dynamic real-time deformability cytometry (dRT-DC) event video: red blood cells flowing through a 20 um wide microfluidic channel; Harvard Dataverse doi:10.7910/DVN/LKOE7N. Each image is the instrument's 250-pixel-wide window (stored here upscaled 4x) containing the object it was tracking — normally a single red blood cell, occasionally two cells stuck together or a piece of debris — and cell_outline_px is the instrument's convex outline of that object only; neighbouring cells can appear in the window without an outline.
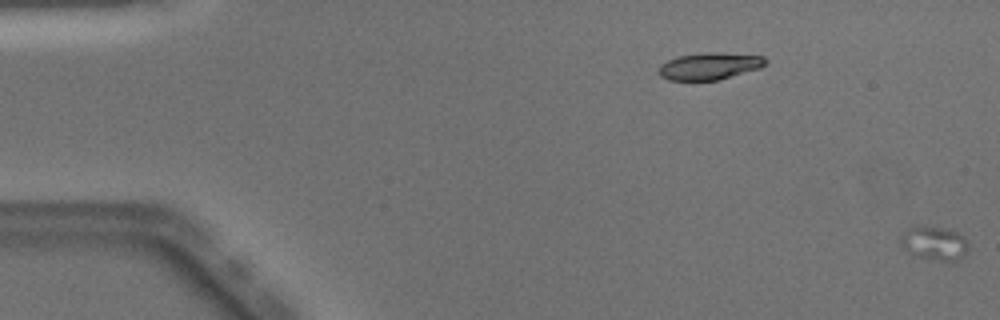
{"species": "Egyptian fruit bat (a non-hibernating species)", "species_latin": "Rousettus aegyptiacus", "temperature_condition": "warm", "stored_images_in_passage": 5, "segment_of_instrument_passage": [2, 2], "camera_frame_rate_fps": 3000, "um_per_image_px": 0.085, "animal": {"sex": "male"}, "frame": {"image": 1, "passage_image": 5, "time_ms": 1.333, "image_size_px": [1000, 320], "cell_outline_px": [[968, 252], [960, 260], [936, 260], [916, 256], [908, 252], [900, 244], [900, 240], [904, 232], [912, 224], [924, 224], [948, 228], [964, 236], [968, 244]], "centroid_in_image_um": [79.41, 20.62], "position_along_channel_um": 5.6, "area_um2": 13.81}}